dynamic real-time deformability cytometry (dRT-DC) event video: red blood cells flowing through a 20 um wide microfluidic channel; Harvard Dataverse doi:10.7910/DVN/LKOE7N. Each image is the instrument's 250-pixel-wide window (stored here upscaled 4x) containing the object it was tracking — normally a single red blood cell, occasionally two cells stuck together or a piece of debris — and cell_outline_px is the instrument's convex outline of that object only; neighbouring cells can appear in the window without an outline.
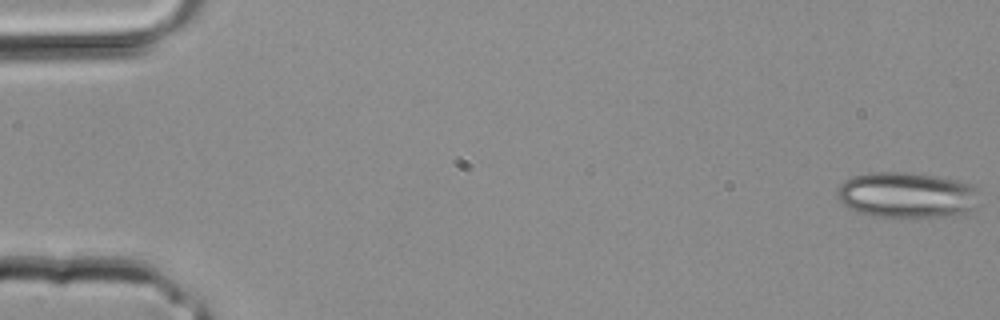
{"species": "common noctule bat (a hibernating species)", "species_latin": "Nyctalus noctula", "temperature_condition": "room temperature", "stored_images_in_passage": 4, "camera_frame_rate_fps": 3000, "um_per_image_px": 0.085, "animal": {"sex": "male", "body_mass_g": 20.4}, "frame": {"image": 1, "passage_image": 1, "time_ms": 0.0, "image_size_px": [1000, 320], "cell_outline_px": [[980, 204], [976, 208], [964, 212], [944, 216], [876, 216], [860, 212], [848, 208], [836, 196], [836, 192], [840, 184], [852, 176], [872, 172], [904, 172], [936, 176], [956, 180], [972, 184], [980, 188]], "centroid_in_image_um": [77.14, 16.56], "position_along_channel_um": 7.9, "area_um2": 37.97}}